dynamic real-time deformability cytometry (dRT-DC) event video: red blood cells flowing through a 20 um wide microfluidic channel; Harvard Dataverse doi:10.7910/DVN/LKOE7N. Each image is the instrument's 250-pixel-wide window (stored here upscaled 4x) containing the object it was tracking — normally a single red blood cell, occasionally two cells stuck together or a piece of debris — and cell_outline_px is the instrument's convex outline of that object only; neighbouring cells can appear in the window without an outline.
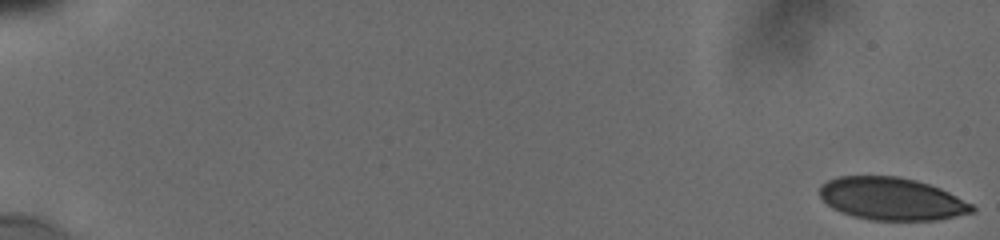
{"species": "human", "species_latin": "Homo sapiens", "temperature_condition": "cold", "stored_images_in_passage": 18, "camera_frame_rate_fps": 3000, "um_per_image_px": 0.085, "donor": {"sex": "male"}, "frame": {"image": 1, "passage_image": 1, "time_ms": 0.0, "image_size_px": [1000, 240], "cell_outline_px": [[976, 212], [936, 220], [868, 220], [852, 216], [832, 208], [820, 196], [820, 184], [836, 176], [900, 176], [916, 180], [940, 188], [972, 204], [976, 208]], "centroid_in_image_um": [75.79, 16.9], "position_along_channel_um": 9.2, "area_um2": 37.92}}
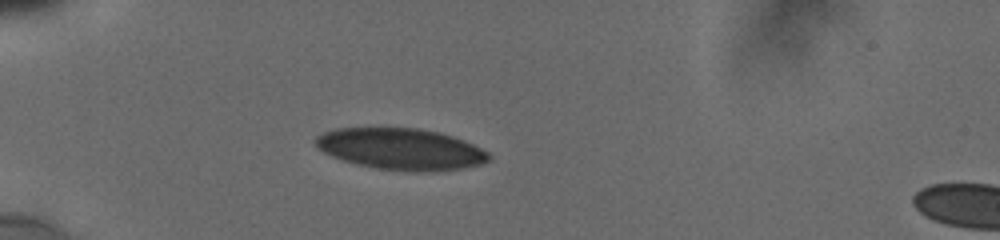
{"frame": {"image": 2, "passage_image": 10, "time_ms": 5.667, "image_size_px": [1000, 240], "cell_outline_px": [[492, 160], [480, 164], [464, 168], [416, 172], [376, 168], [344, 160], [332, 156], [324, 152], [312, 140], [316, 136], [332, 128], [420, 128], [440, 132], [464, 140], [488, 152], [492, 156]], "centroid_in_image_um": [34.09, 12.65], "position_along_channel_um": 50.9, "area_um2": 41.73}}
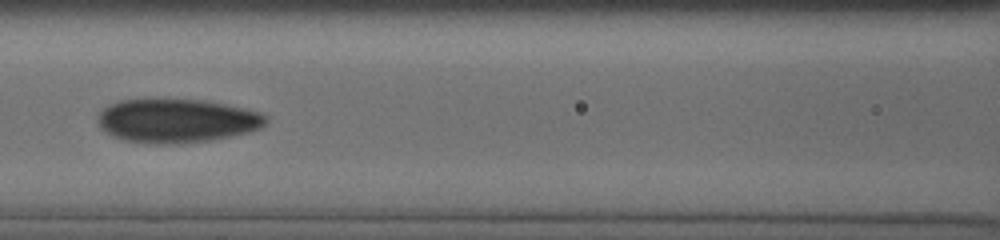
{"frame": {"image": 3, "passage_image": 16, "time_ms": 9.0, "image_size_px": [1000, 240], "cell_outline_px": [[268, 120], [260, 128], [248, 132], [212, 140], [180, 144], [156, 144], [124, 140], [112, 136], [100, 128], [100, 112], [104, 108], [120, 100], [204, 100], [244, 108], [260, 112], [268, 116]], "centroid_in_image_um": [15.06, 10.28], "position_along_channel_um": 151.5, "area_um2": 42.6}}